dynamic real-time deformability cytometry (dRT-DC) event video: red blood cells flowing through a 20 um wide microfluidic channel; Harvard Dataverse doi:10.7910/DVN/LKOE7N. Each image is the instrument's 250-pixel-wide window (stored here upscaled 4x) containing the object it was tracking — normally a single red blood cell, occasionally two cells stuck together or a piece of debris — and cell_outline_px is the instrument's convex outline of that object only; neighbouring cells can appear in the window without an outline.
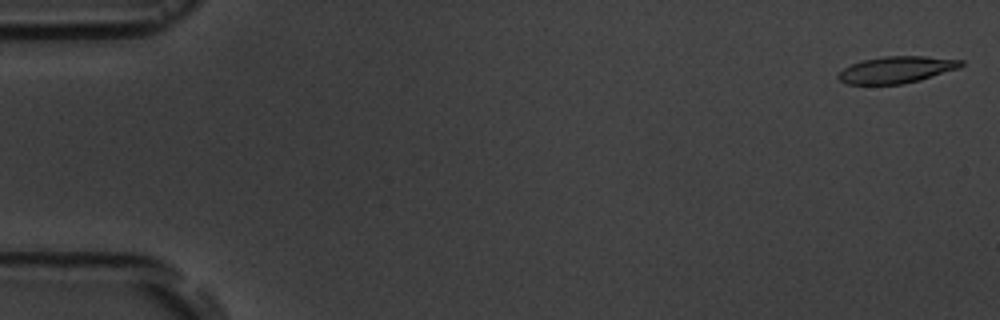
{"species": "common noctule bat (a hibernating species)", "species_latin": "Nyctalus noctula", "temperature_condition": "room temperature", "stored_images_in_passage": 4, "camera_frame_rate_fps": 3000, "um_per_image_px": 0.085, "animal": {"sex": "male", "body_mass_g": 19.5, "forearm_length_mm": 54.6}, "frame": {"image": 1, "passage_image": 1, "time_ms": 0.0, "image_size_px": [1000, 320], "cell_outline_px": [[964, 64], [960, 68], [920, 80], [904, 84], [848, 84], [840, 80], [836, 76], [844, 68], [852, 64], [864, 60], [884, 56], [924, 56], [964, 60]], "centroid_in_image_um": [76.24, 5.92], "position_along_channel_um": 8.8, "area_um2": 19.07}}